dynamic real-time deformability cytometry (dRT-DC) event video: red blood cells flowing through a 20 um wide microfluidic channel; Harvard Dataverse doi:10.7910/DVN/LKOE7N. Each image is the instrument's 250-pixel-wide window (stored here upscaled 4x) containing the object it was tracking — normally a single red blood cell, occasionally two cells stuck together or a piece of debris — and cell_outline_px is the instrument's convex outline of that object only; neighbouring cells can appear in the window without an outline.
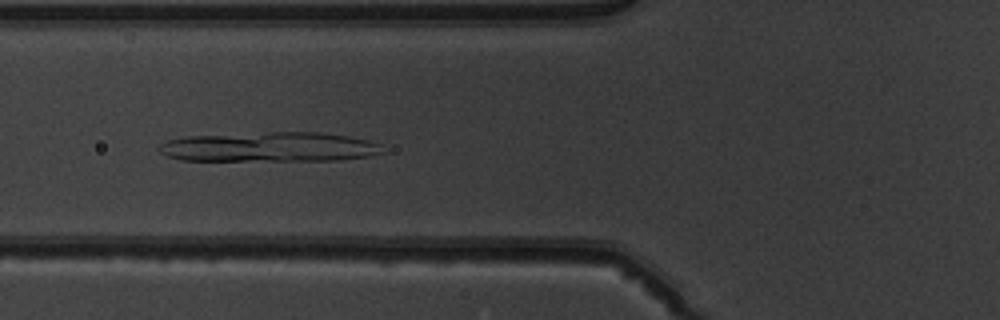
{"species": "common noctule bat (a hibernating species)", "species_latin": "Nyctalus noctula", "temperature_condition": "warm", "stored_images_in_passage": 50, "camera_frame_rate_fps": 3000, "um_per_image_px": 0.085, "animal": {"sex": "male", "body_mass_g": 19.5, "forearm_length_mm": 54.6}, "frame": {"image": 1, "passage_image": 19, "time_ms": 6.0, "image_size_px": [1000, 320], "cell_outline_px": [[388, 152], [368, 156], [340, 160], [180, 160], [168, 156], [160, 152], [160, 144], [168, 140], [184, 136], [272, 132], [320, 132], [348, 136], [368, 140], [380, 144]], "centroid_in_image_um": [22.96, 12.49], "position_along_channel_um": 102.8, "area_um2": 38.73}}
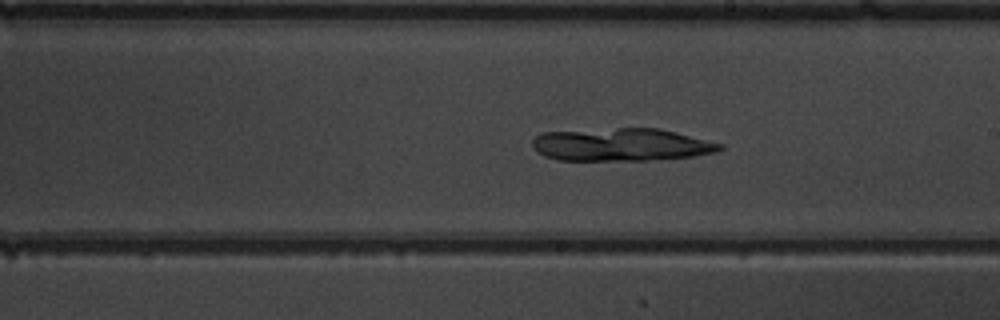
{"frame": {"image": 2, "passage_image": 29, "time_ms": 9.333, "image_size_px": [1000, 320], "cell_outline_px": [[724, 148], [716, 152], [692, 156], [648, 160], [556, 160], [544, 156], [536, 152], [532, 148], [532, 140], [540, 132], [616, 128], [660, 128], [724, 144]], "centroid_in_image_um": [52.77, 12.29], "position_along_channel_um": 236.2, "area_um2": 36.07}}
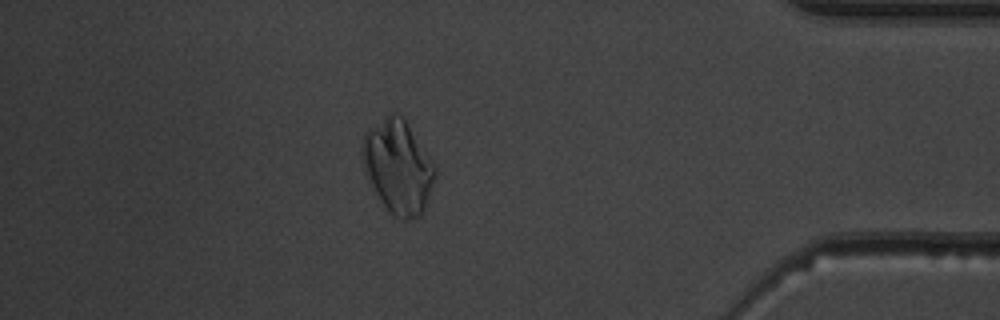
{"frame": {"image": 3, "passage_image": 44, "time_ms": 14.333, "image_size_px": [1000, 320], "cell_outline_px": [[436, 176], [428, 200], [420, 216], [408, 220], [404, 220], [396, 216], [380, 200], [364, 172], [360, 156], [360, 152], [364, 136], [368, 128], [384, 116], [392, 112], [396, 112], [404, 116], [436, 168]], "centroid_in_image_um": [33.81, 14.13], "position_along_channel_um": 401.4, "area_um2": 39.71}}